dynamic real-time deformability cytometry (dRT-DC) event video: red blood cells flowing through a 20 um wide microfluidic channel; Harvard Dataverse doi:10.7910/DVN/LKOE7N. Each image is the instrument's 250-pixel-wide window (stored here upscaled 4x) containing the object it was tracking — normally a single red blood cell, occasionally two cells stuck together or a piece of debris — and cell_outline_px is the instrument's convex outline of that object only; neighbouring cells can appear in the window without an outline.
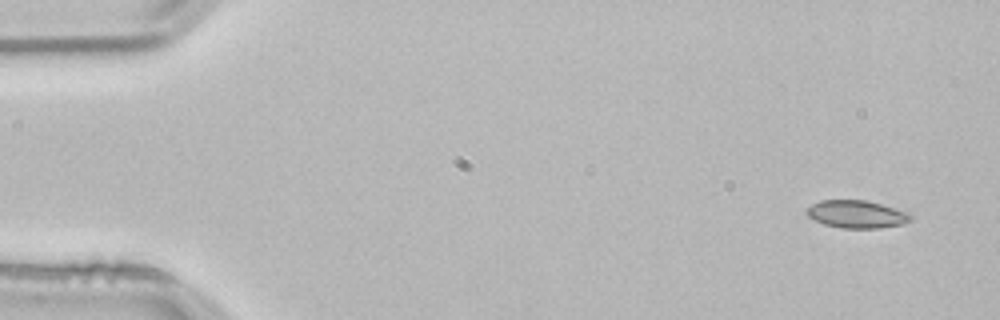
{"species": "common noctule bat (a hibernating species)", "species_latin": "Nyctalus noctula", "temperature_condition": "room temperature", "stored_images_in_passage": 52, "camera_frame_rate_fps": 3000, "um_per_image_px": 0.085, "animal": {"sex": "male", "body_mass_g": 21.5, "forearm_length_mm": 52.0}, "frame": {"image": 1, "passage_image": 2, "time_ms": 0.333, "image_size_px": [1000, 320], "cell_outline_px": [[912, 216], [904, 224], [880, 228], [840, 228], [824, 224], [808, 216], [804, 212], [812, 204], [820, 200], [868, 200], [908, 212]], "centroid_in_image_um": [72.8, 18.2], "position_along_channel_um": 12.2, "area_um2": 16.76}}
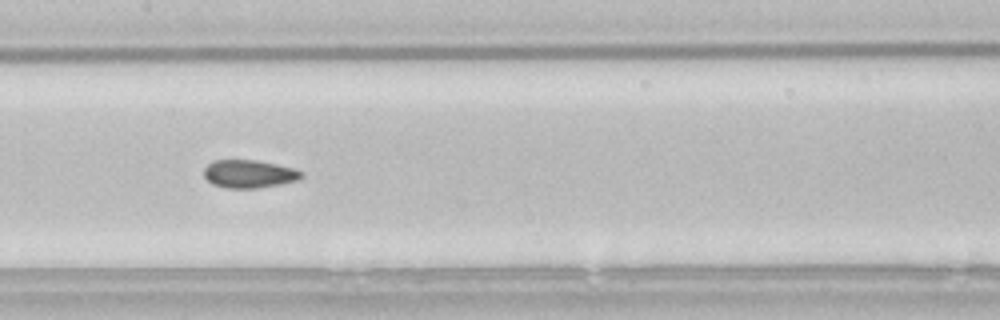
{"frame": {"image": 2, "passage_image": 25, "time_ms": 8.0, "image_size_px": [1000, 320], "cell_outline_px": [[304, 176], [300, 180], [280, 184], [256, 188], [224, 188], [212, 184], [204, 176], [204, 168], [212, 160], [256, 160], [296, 168], [304, 172]], "centroid_in_image_um": [21.2, 14.78], "position_along_channel_um": 186.2, "area_um2": 16.13}}
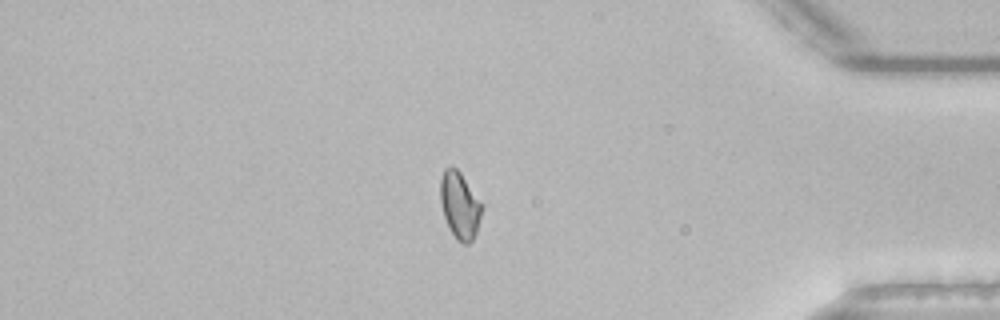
{"frame": {"image": 3, "passage_image": 44, "time_ms": 14.333, "image_size_px": [1000, 320], "cell_outline_px": [[480, 216], [476, 232], [472, 240], [468, 244], [464, 244], [456, 240], [444, 216], [440, 200], [440, 180], [444, 168], [452, 164], [460, 172], [480, 204]], "centroid_in_image_um": [39.02, 17.43], "position_along_channel_um": 396.2, "area_um2": 15.61}, "authors_computed_cell_mechanics": {"area_um2": 16.0395, "velocity_mm_per_s": 3.8365, "shape_relaxation_time_tau1_ms": null, "shape_relaxation_time_tau2_ms": 1.3556, "deformation_change_tau1": null, "deformation_change_tau2": 0.0577}}